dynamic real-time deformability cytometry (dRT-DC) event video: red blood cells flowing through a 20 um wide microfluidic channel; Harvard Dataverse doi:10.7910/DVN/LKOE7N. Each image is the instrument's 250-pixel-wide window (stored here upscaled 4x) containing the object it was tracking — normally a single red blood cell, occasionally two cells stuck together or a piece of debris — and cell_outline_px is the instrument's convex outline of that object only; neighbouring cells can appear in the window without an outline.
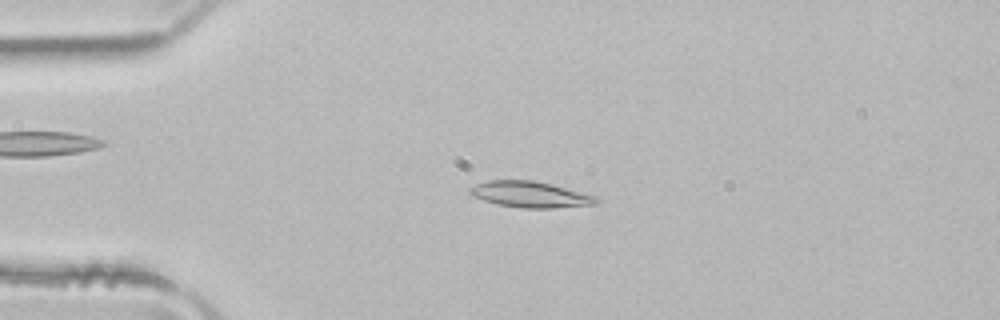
{"species": "common noctule bat (a hibernating species)", "species_latin": "Nyctalus noctula", "temperature_condition": "room temperature", "stored_images_in_passage": 49, "camera_frame_rate_fps": 3000, "um_per_image_px": 0.085, "animal": {"sex": "male", "body_mass_g": 21.5, "forearm_length_mm": 52.0}, "frame": {"image": 1, "passage_image": 11, "time_ms": 3.333, "image_size_px": [1000, 320], "cell_outline_px": [[600, 200], [596, 204], [552, 208], [520, 208], [496, 204], [472, 196], [468, 192], [468, 188], [476, 184], [488, 180], [532, 180], [552, 184], [600, 196]], "centroid_in_image_um": [45.1, 16.53], "position_along_channel_um": 39.9, "area_um2": 19.48}}
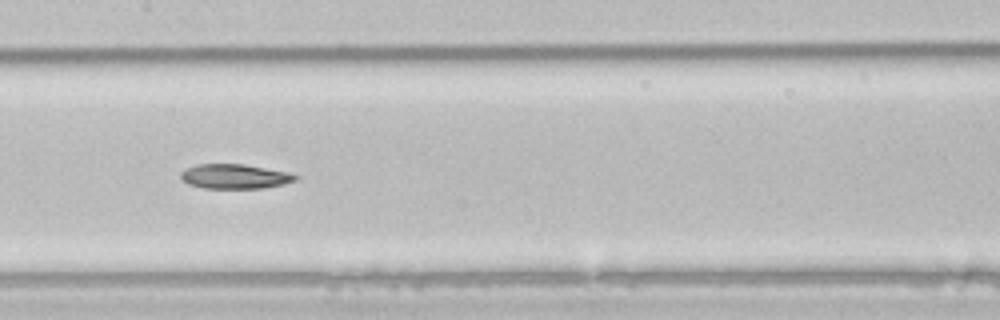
{"frame": {"image": 2, "passage_image": 24, "time_ms": 7.667, "image_size_px": [1000, 320], "cell_outline_px": [[300, 176], [296, 180], [284, 184], [264, 188], [204, 188], [188, 184], [180, 176], [180, 172], [196, 164], [244, 164], [288, 172]], "centroid_in_image_um": [19.98, 14.99], "position_along_channel_um": 187.4, "area_um2": 16.42}}
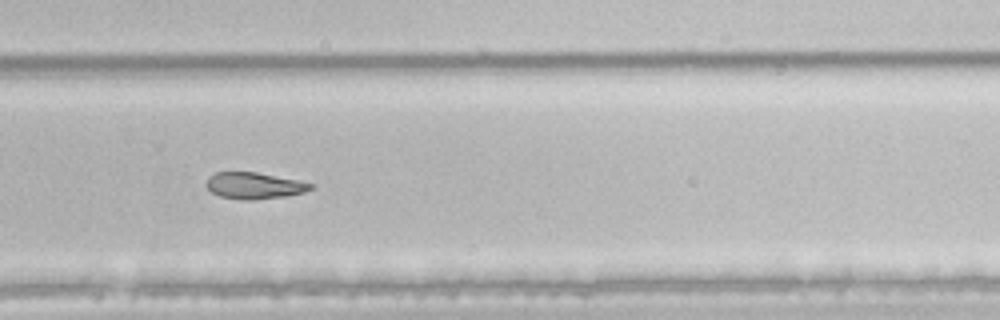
{"frame": {"image": 3, "passage_image": 33, "time_ms": 10.667, "image_size_px": [1000, 320], "cell_outline_px": [[316, 184], [312, 188], [304, 192], [288, 196], [252, 200], [244, 200], [220, 196], [212, 192], [204, 184], [208, 176], [216, 172], [256, 172]], "centroid_in_image_um": [21.59, 15.78], "position_along_channel_um": 308.2, "area_um2": 16.13}}